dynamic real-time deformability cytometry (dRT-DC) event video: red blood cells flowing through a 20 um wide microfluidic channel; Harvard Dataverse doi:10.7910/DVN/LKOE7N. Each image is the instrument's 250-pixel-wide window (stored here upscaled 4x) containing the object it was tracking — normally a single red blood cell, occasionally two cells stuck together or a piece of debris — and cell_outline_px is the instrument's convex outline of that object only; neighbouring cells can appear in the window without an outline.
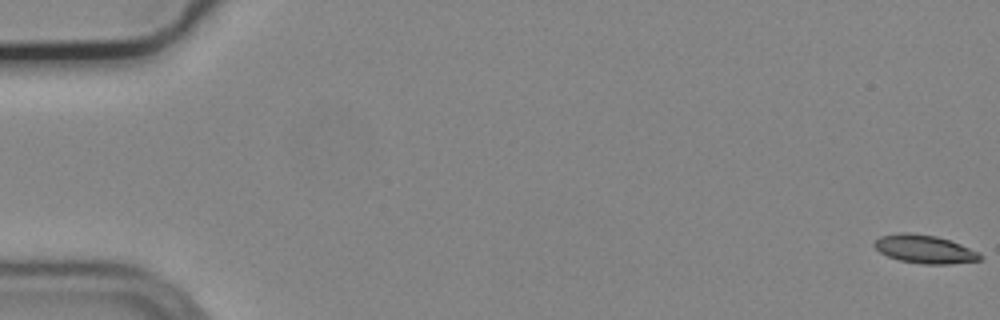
{"species": "common noctule bat (a hibernating species)", "species_latin": "Nyctalus noctula", "temperature_condition": "cold", "stored_images_in_passage": 11, "camera_frame_rate_fps": 3000, "um_per_image_px": 0.085, "animal": {"sex": "male", "body_mass_g": 19.2, "forearm_length_mm": 51.8}, "frame": {"image": 1, "passage_image": 1, "time_ms": 0.0, "image_size_px": [1000, 320], "cell_outline_px": [[984, 256], [980, 260], [948, 264], [920, 264], [900, 260], [888, 256], [880, 252], [872, 244], [880, 236], [900, 232], [908, 232], [936, 236], [960, 244], [980, 252]], "centroid_in_image_um": [78.6, 21.17], "position_along_channel_um": 6.4, "area_um2": 17.46}}